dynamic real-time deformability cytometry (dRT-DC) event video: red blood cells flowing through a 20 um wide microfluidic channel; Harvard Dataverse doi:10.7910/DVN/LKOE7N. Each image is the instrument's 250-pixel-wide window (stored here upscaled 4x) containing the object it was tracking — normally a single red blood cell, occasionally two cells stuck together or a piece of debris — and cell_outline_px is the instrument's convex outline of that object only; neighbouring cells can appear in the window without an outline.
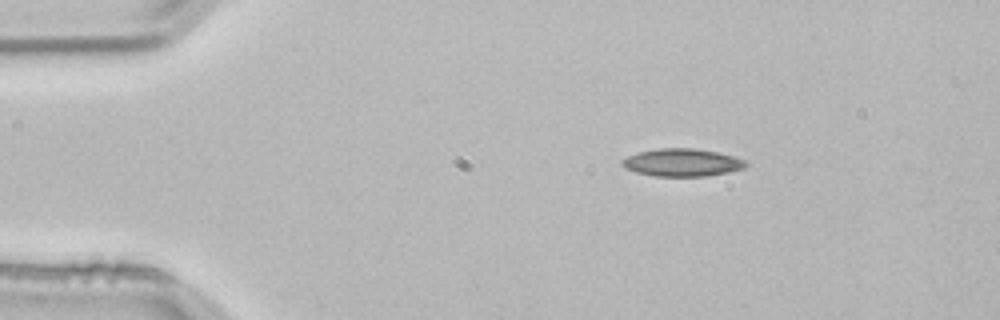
{"species": "common noctule bat (a hibernating species)", "species_latin": "Nyctalus noctula", "temperature_condition": "room temperature", "stored_images_in_passage": 1, "camera_frame_rate_fps": 3000, "um_per_image_px": 0.085, "animal": {"sex": "male", "body_mass_g": 21.5, "forearm_length_mm": 52.0}, "frame": {"image": 1, "passage_image": 1, "time_ms": 0.0, "image_size_px": [1000, 320], "cell_outline_px": [[748, 164], [744, 168], [728, 172], [704, 176], [656, 176], [636, 172], [624, 168], [620, 164], [620, 160], [636, 152], [656, 148], [692, 148], [716, 152], [732, 156], [744, 160]], "centroid_in_image_um": [57.91, 13.81], "position_along_channel_um": 27.1, "area_um2": 19.94}}